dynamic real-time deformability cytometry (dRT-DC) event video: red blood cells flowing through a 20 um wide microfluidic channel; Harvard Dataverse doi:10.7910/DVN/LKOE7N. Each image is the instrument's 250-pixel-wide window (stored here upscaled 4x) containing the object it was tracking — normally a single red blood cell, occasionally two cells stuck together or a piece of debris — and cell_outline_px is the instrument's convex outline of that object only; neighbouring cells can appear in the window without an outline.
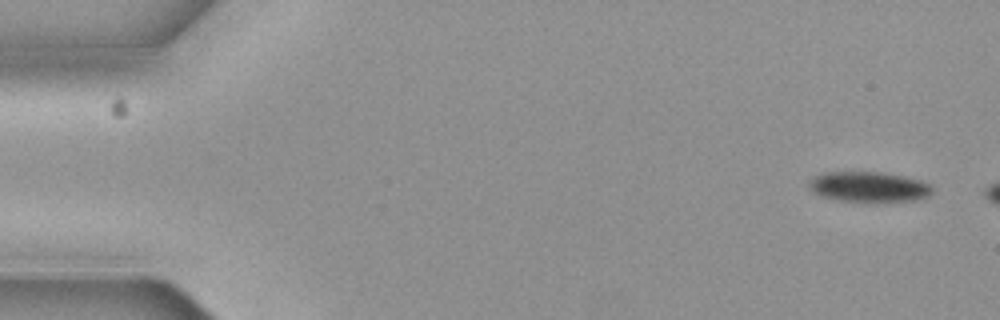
{"species": "common noctule bat (a hibernating species)", "species_latin": "Nyctalus noctula", "temperature_condition": "cold", "stored_images_in_passage": 4, "camera_frame_rate_fps": 3000, "um_per_image_px": 0.085, "animal": {"sex": "female", "body_mass_g": 19.3, "forearm_length_mm": 54.1}, "frame": {"image": 1, "passage_image": 1, "time_ms": 0.0, "image_size_px": [1000, 320], "cell_outline_px": [[932, 192], [928, 196], [916, 200], [876, 204], [868, 204], [840, 200], [820, 196], [812, 192], [808, 184], [816, 176], [824, 172], [884, 172], [904, 176], [920, 180], [928, 184], [932, 188]], "centroid_in_image_um": [73.87, 15.92], "position_along_channel_um": 11.1, "area_um2": 22.43}}